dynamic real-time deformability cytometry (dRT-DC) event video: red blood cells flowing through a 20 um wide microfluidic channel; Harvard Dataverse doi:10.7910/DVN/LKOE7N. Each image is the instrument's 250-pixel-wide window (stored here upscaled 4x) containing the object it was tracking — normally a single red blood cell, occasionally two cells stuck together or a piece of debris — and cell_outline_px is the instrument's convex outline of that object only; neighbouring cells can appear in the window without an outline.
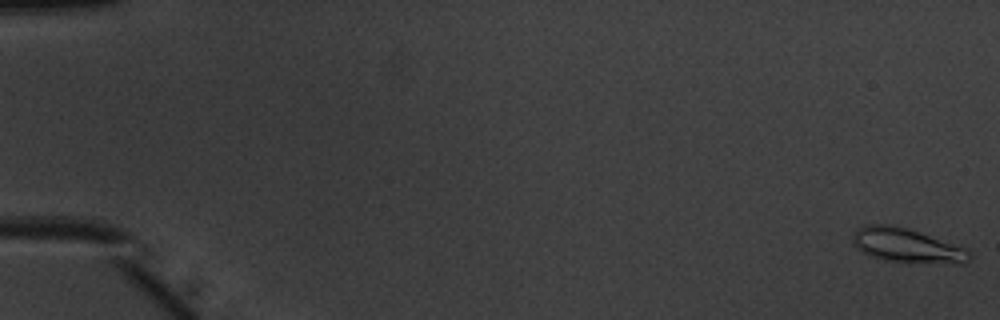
{"species": "common noctule bat (a hibernating species)", "species_latin": "Nyctalus noctula", "temperature_condition": "warm", "stored_images_in_passage": 8, "camera_frame_rate_fps": 3000, "um_per_image_px": 0.085, "animal": {"sex": "male", "body_mass_g": 20.1, "forearm_length_mm": 53.5}, "frame": {"image": 1, "passage_image": 1, "time_ms": 0.0, "image_size_px": [1000, 320], "cell_outline_px": [[972, 256], [964, 264], [960, 264], [884, 260], [872, 256], [864, 252], [852, 244], [852, 240], [856, 232], [864, 224], [892, 224], [908, 228], [968, 248], [972, 252]], "centroid_in_image_um": [77.15, 20.86], "position_along_channel_um": 7.9, "area_um2": 23.24}}